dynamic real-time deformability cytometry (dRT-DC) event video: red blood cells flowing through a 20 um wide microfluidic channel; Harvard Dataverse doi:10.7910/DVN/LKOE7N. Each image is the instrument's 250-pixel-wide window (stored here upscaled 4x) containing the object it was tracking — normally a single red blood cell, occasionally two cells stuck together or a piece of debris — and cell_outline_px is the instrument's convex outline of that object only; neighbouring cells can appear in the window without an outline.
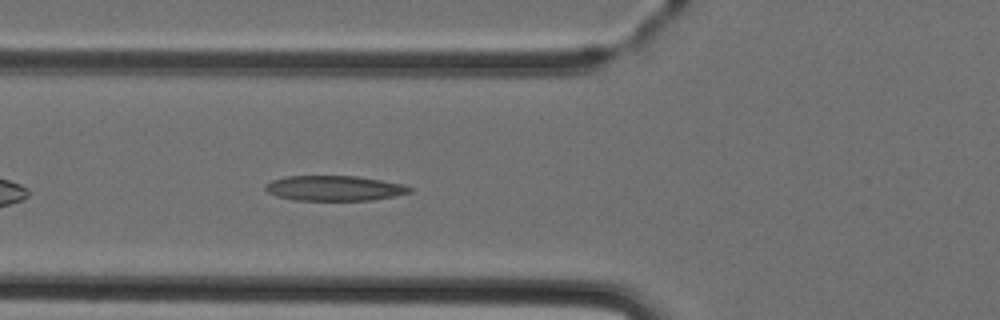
{"species": "Egyptian fruit bat (a non-hibernating species)", "species_latin": "Rousettus aegyptiacus", "temperature_condition": "cold", "stored_images_in_passage": 5, "camera_frame_rate_fps": 3000, "um_per_image_px": 0.085, "animal": {"sex": "female"}, "frame": {"image": 1, "passage_image": 5, "time_ms": 5.0, "image_size_px": [1000, 320], "cell_outline_px": [[412, 192], [396, 196], [372, 200], [292, 200], [276, 196], [268, 192], [264, 188], [272, 180], [288, 176], [356, 176], [404, 184], [412, 188]], "centroid_in_image_um": [28.45, 16.0], "position_along_channel_um": 97.4, "area_um2": 21.1}}